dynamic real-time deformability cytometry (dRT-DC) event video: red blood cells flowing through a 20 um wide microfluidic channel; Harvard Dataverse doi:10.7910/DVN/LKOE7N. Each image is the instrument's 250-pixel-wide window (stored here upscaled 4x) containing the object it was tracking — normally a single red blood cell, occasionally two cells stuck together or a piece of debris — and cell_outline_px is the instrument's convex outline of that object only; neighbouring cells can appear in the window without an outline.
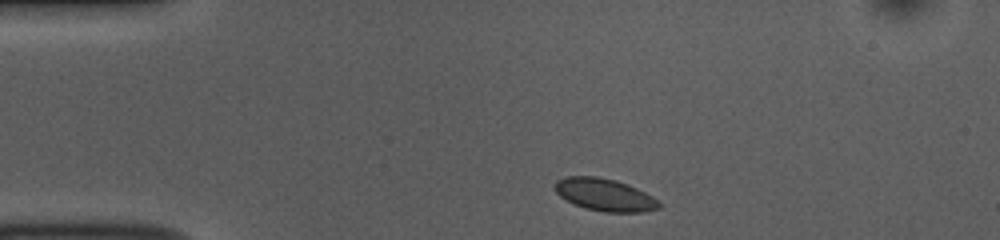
{"species": "common noctule bat (a hibernating species)", "species_latin": "Nyctalus noctula", "temperature_condition": "room temperature", "stored_images_in_passage": 43, "camera_frame_rate_fps": 3000, "um_per_image_px": 0.085, "animal": {"sex": "female", "body_mass_g": 10.0, "forearm_length_mm": 53.1}, "frame": {"image": 1, "passage_image": 1, "time_ms": 0.0, "image_size_px": [1000, 240], "cell_outline_px": [[660, 208], [640, 212], [604, 212], [588, 208], [576, 204], [560, 196], [552, 188], [552, 184], [556, 180], [568, 176], [596, 176], [616, 180], [628, 184], [652, 196], [660, 204]], "centroid_in_image_um": [51.36, 16.53], "position_along_channel_um": 33.6, "area_um2": 19.54}}
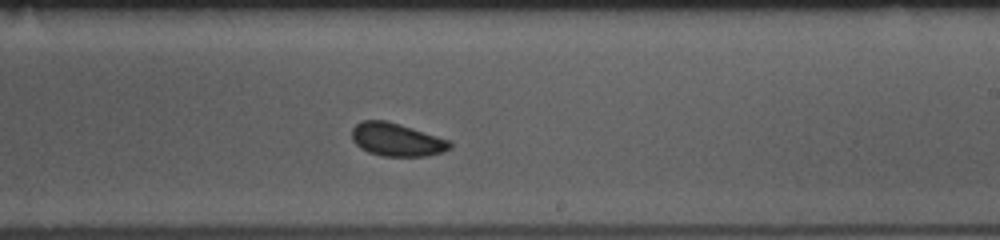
{"frame": {"image": 2, "passage_image": 22, "time_ms": 7.0, "image_size_px": [1000, 240], "cell_outline_px": [[452, 148], [444, 152], [428, 156], [380, 156], [368, 152], [360, 148], [352, 140], [352, 128], [360, 120], [388, 120], [448, 140], [452, 144]], "centroid_in_image_um": [33.7, 11.87], "position_along_channel_um": 255.3, "area_um2": 19.02}}
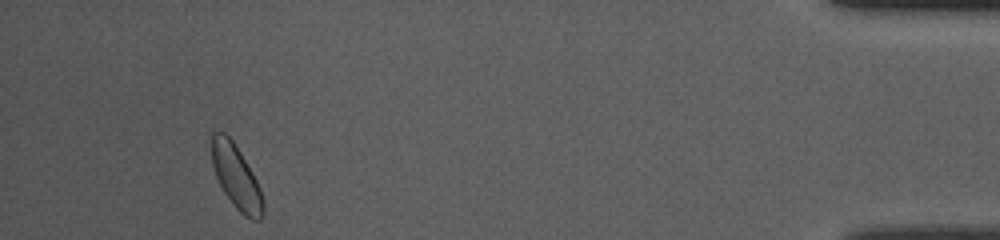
{"frame": {"image": 3, "passage_image": 40, "time_ms": 13.0, "image_size_px": [1000, 240], "cell_outline_px": [[264, 212], [260, 220], [252, 220], [244, 216], [232, 204], [224, 192], [216, 176], [212, 164], [208, 136], [212, 132], [224, 132], [232, 140], [240, 152], [252, 172], [260, 188], [264, 204]], "centroid_in_image_um": [20.04, 15.0], "position_along_channel_um": 415.2, "area_um2": 19.36}, "authors_computed_cell_mechanics": {"area_um2": 19.0162, "velocity_mm_per_s": 3.7581, "shape_relaxation_time_tau1_ms": 1.3405, "shape_relaxation_time_tau2_ms": null, "deformation_change_tau1": 0.0618, "deformation_change_tau2": null}}